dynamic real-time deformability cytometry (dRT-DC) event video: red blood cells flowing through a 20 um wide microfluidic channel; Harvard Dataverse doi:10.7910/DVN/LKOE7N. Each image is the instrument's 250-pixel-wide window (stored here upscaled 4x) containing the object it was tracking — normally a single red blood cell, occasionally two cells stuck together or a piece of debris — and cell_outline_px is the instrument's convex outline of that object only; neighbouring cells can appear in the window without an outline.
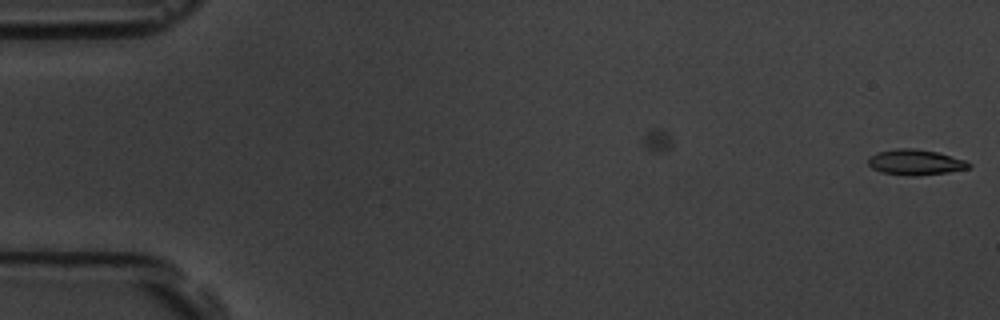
{"species": "common noctule bat (a hibernating species)", "species_latin": "Nyctalus noctula", "temperature_condition": "room temperature", "stored_images_in_passage": 18, "camera_frame_rate_fps": 3000, "um_per_image_px": 0.085, "animal": {"sex": "male", "body_mass_g": 19.5, "forearm_length_mm": 54.6}, "frame": {"image": 1, "passage_image": 18, "time_ms": 5.667, "image_size_px": [1000, 320], "cell_outline_px": [[972, 168], [948, 172], [916, 176], [912, 176], [880, 172], [872, 168], [868, 164], [868, 156], [876, 152], [896, 148], [916, 148], [936, 152], [964, 160], [972, 164]], "centroid_in_image_um": [77.78, 13.79], "position_along_channel_um": 7.2, "area_um2": 15.09}}